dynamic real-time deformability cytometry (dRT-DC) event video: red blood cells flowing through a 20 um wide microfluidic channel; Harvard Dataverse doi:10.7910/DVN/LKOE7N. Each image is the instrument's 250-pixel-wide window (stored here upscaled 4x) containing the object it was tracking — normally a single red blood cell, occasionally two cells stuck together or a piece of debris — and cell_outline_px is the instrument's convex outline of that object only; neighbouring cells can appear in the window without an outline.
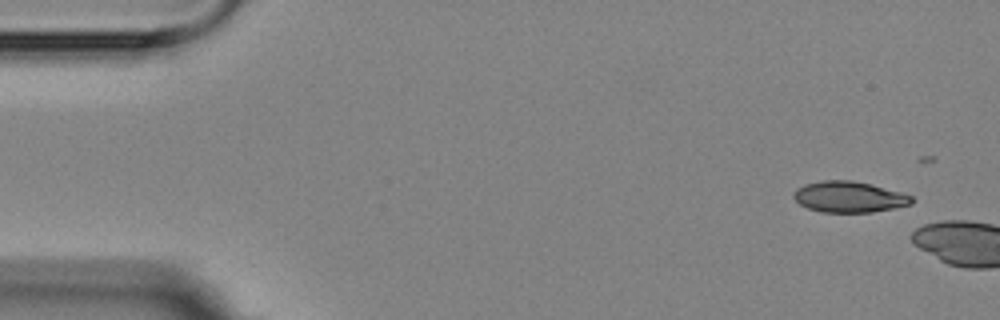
{"species": "Egyptian fruit bat (a non-hibernating species)", "species_latin": "Rousettus aegyptiacus", "temperature_condition": "room temperature", "stored_images_in_passage": 3, "camera_frame_rate_fps": 3000, "um_per_image_px": 0.085, "animal": {"sex": "female"}, "frame": {"image": 1, "passage_image": 1, "time_ms": 0.0, "image_size_px": [1000, 320], "cell_outline_px": [[912, 204], [872, 212], [820, 212], [808, 208], [800, 204], [792, 196], [792, 192], [796, 188], [804, 184], [824, 180], [852, 180], [872, 184], [912, 196]], "centroid_in_image_um": [72.12, 16.73], "position_along_channel_um": 12.9, "area_um2": 21.27}}